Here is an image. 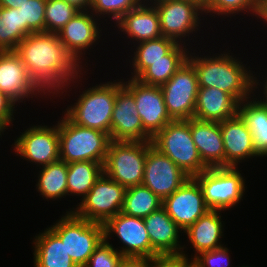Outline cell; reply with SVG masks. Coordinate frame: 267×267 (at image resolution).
Listing matches in <instances>:
<instances>
[{"mask_svg":"<svg viewBox=\"0 0 267 267\" xmlns=\"http://www.w3.org/2000/svg\"><path fill=\"white\" fill-rule=\"evenodd\" d=\"M15 52L29 75L50 97L59 96L62 100L73 88L83 90V75L89 70L86 71L67 51L57 33H31L22 39Z\"/></svg>","mask_w":267,"mask_h":267,"instance_id":"6da1fadb","label":"cell"},{"mask_svg":"<svg viewBox=\"0 0 267 267\" xmlns=\"http://www.w3.org/2000/svg\"><path fill=\"white\" fill-rule=\"evenodd\" d=\"M199 48L201 46L191 48L188 55V61L196 70L199 87L218 88L233 95L240 103L254 95L255 71L250 70L248 63H243L244 60L236 57L231 49L214 54V49L209 48L210 54L205 55Z\"/></svg>","mask_w":267,"mask_h":267,"instance_id":"7a4b0ae2","label":"cell"},{"mask_svg":"<svg viewBox=\"0 0 267 267\" xmlns=\"http://www.w3.org/2000/svg\"><path fill=\"white\" fill-rule=\"evenodd\" d=\"M93 86V87H92ZM81 92L76 102L67 105L64 113L73 123L93 128L110 136V127L116 93L123 86L122 79L92 84Z\"/></svg>","mask_w":267,"mask_h":267,"instance_id":"3957f363","label":"cell"},{"mask_svg":"<svg viewBox=\"0 0 267 267\" xmlns=\"http://www.w3.org/2000/svg\"><path fill=\"white\" fill-rule=\"evenodd\" d=\"M58 135L60 159L64 162L105 163L111 141L107 133L77 125L63 113L58 120Z\"/></svg>","mask_w":267,"mask_h":267,"instance_id":"277c9868","label":"cell"},{"mask_svg":"<svg viewBox=\"0 0 267 267\" xmlns=\"http://www.w3.org/2000/svg\"><path fill=\"white\" fill-rule=\"evenodd\" d=\"M152 3L159 15L163 37L173 39L189 48L194 45L191 40L197 43L196 38L199 35L196 34H198V31L199 34L203 31L201 30L202 23H207L203 8L197 2L192 0H155ZM205 19L206 21H204Z\"/></svg>","mask_w":267,"mask_h":267,"instance_id":"5b68a950","label":"cell"},{"mask_svg":"<svg viewBox=\"0 0 267 267\" xmlns=\"http://www.w3.org/2000/svg\"><path fill=\"white\" fill-rule=\"evenodd\" d=\"M152 145L169 157L188 176L208 169L194 144L188 120H173L151 140Z\"/></svg>","mask_w":267,"mask_h":267,"instance_id":"8992f818","label":"cell"},{"mask_svg":"<svg viewBox=\"0 0 267 267\" xmlns=\"http://www.w3.org/2000/svg\"><path fill=\"white\" fill-rule=\"evenodd\" d=\"M239 167L208 168L194 176L198 181L206 206L211 210L229 211L241 204L247 183ZM246 191V192H245Z\"/></svg>","mask_w":267,"mask_h":267,"instance_id":"52a82bcc","label":"cell"},{"mask_svg":"<svg viewBox=\"0 0 267 267\" xmlns=\"http://www.w3.org/2000/svg\"><path fill=\"white\" fill-rule=\"evenodd\" d=\"M49 228L65 244L67 254L83 267L95 248L104 240V226L77 217L73 212L62 214Z\"/></svg>","mask_w":267,"mask_h":267,"instance_id":"ba28073f","label":"cell"},{"mask_svg":"<svg viewBox=\"0 0 267 267\" xmlns=\"http://www.w3.org/2000/svg\"><path fill=\"white\" fill-rule=\"evenodd\" d=\"M151 141H110L104 173L126 189L143 183L147 150Z\"/></svg>","mask_w":267,"mask_h":267,"instance_id":"9c48e42d","label":"cell"},{"mask_svg":"<svg viewBox=\"0 0 267 267\" xmlns=\"http://www.w3.org/2000/svg\"><path fill=\"white\" fill-rule=\"evenodd\" d=\"M125 192L124 186L103 172L87 195L75 206L76 208L66 209V212H73L77 217L104 225L121 212Z\"/></svg>","mask_w":267,"mask_h":267,"instance_id":"30bf717a","label":"cell"},{"mask_svg":"<svg viewBox=\"0 0 267 267\" xmlns=\"http://www.w3.org/2000/svg\"><path fill=\"white\" fill-rule=\"evenodd\" d=\"M42 124L26 127L11 145L13 154L36 165L35 169L60 159L58 121L52 126Z\"/></svg>","mask_w":267,"mask_h":267,"instance_id":"8fae6325","label":"cell"},{"mask_svg":"<svg viewBox=\"0 0 267 267\" xmlns=\"http://www.w3.org/2000/svg\"><path fill=\"white\" fill-rule=\"evenodd\" d=\"M101 24L103 27H101ZM104 25H106V23L104 24L101 19L97 18L89 10L79 11L57 32L60 41L64 44L67 51L83 68L86 67V70H88L89 65L87 62H90L88 56H86L87 53L90 55L89 52H92L94 47L101 43L102 40L104 41L105 38L102 39L101 37L103 36V33L105 34L104 37H107V34L104 31L108 28H105L104 30L103 28L109 26ZM84 56H86L87 59Z\"/></svg>","mask_w":267,"mask_h":267,"instance_id":"7c38bea8","label":"cell"},{"mask_svg":"<svg viewBox=\"0 0 267 267\" xmlns=\"http://www.w3.org/2000/svg\"><path fill=\"white\" fill-rule=\"evenodd\" d=\"M160 88L167 112L173 120L194 117L199 86L196 70L188 60Z\"/></svg>","mask_w":267,"mask_h":267,"instance_id":"4fadbf2b","label":"cell"},{"mask_svg":"<svg viewBox=\"0 0 267 267\" xmlns=\"http://www.w3.org/2000/svg\"><path fill=\"white\" fill-rule=\"evenodd\" d=\"M0 91L19 106L20 103L26 106L27 99L33 100L34 96L52 99L29 75L15 51H0Z\"/></svg>","mask_w":267,"mask_h":267,"instance_id":"5bb4252c","label":"cell"},{"mask_svg":"<svg viewBox=\"0 0 267 267\" xmlns=\"http://www.w3.org/2000/svg\"><path fill=\"white\" fill-rule=\"evenodd\" d=\"M103 226L106 241L115 236L119 239L121 247L115 249L122 256L151 258V241L143 218L131 217L120 212Z\"/></svg>","mask_w":267,"mask_h":267,"instance_id":"9a60e30c","label":"cell"},{"mask_svg":"<svg viewBox=\"0 0 267 267\" xmlns=\"http://www.w3.org/2000/svg\"><path fill=\"white\" fill-rule=\"evenodd\" d=\"M133 94L143 129L153 138L173 119L167 112L160 86L146 85L134 78H122ZM128 80V81H127Z\"/></svg>","mask_w":267,"mask_h":267,"instance_id":"2e32d148","label":"cell"},{"mask_svg":"<svg viewBox=\"0 0 267 267\" xmlns=\"http://www.w3.org/2000/svg\"><path fill=\"white\" fill-rule=\"evenodd\" d=\"M188 176L169 157L153 145L147 150L143 185L149 188L162 201L180 188Z\"/></svg>","mask_w":267,"mask_h":267,"instance_id":"e0dca14e","label":"cell"},{"mask_svg":"<svg viewBox=\"0 0 267 267\" xmlns=\"http://www.w3.org/2000/svg\"><path fill=\"white\" fill-rule=\"evenodd\" d=\"M162 207L183 232L210 210L194 177L187 179L180 188L165 198Z\"/></svg>","mask_w":267,"mask_h":267,"instance_id":"ac0fdd59","label":"cell"},{"mask_svg":"<svg viewBox=\"0 0 267 267\" xmlns=\"http://www.w3.org/2000/svg\"><path fill=\"white\" fill-rule=\"evenodd\" d=\"M109 137L112 141L152 140V137L143 129L133 94L124 85L116 93Z\"/></svg>","mask_w":267,"mask_h":267,"instance_id":"d6986e66","label":"cell"},{"mask_svg":"<svg viewBox=\"0 0 267 267\" xmlns=\"http://www.w3.org/2000/svg\"><path fill=\"white\" fill-rule=\"evenodd\" d=\"M113 27L118 28L115 31H118L117 34L125 36L119 38L130 39L128 45L162 37L159 15L152 2L142 1L136 8L123 15Z\"/></svg>","mask_w":267,"mask_h":267,"instance_id":"ffe728a7","label":"cell"},{"mask_svg":"<svg viewBox=\"0 0 267 267\" xmlns=\"http://www.w3.org/2000/svg\"><path fill=\"white\" fill-rule=\"evenodd\" d=\"M146 230L151 241V257L157 255L186 254L188 250L180 236H183L181 228L169 217L166 210L161 207L143 218ZM181 234V235H180Z\"/></svg>","mask_w":267,"mask_h":267,"instance_id":"44dd1931","label":"cell"},{"mask_svg":"<svg viewBox=\"0 0 267 267\" xmlns=\"http://www.w3.org/2000/svg\"><path fill=\"white\" fill-rule=\"evenodd\" d=\"M219 123L224 142L225 167H239L240 163L254 157L256 160L258 156L254 153L252 134L241 116L238 114Z\"/></svg>","mask_w":267,"mask_h":267,"instance_id":"7402d4cb","label":"cell"},{"mask_svg":"<svg viewBox=\"0 0 267 267\" xmlns=\"http://www.w3.org/2000/svg\"><path fill=\"white\" fill-rule=\"evenodd\" d=\"M222 212L223 210L210 209L183 232V235H187V242L194 248V255L182 254L183 256L192 260L200 252L224 246L221 240L224 239L226 223L222 220Z\"/></svg>","mask_w":267,"mask_h":267,"instance_id":"603a6c76","label":"cell"},{"mask_svg":"<svg viewBox=\"0 0 267 267\" xmlns=\"http://www.w3.org/2000/svg\"><path fill=\"white\" fill-rule=\"evenodd\" d=\"M190 132L203 163L208 168L225 167L220 123L189 119Z\"/></svg>","mask_w":267,"mask_h":267,"instance_id":"cb8c5ba5","label":"cell"},{"mask_svg":"<svg viewBox=\"0 0 267 267\" xmlns=\"http://www.w3.org/2000/svg\"><path fill=\"white\" fill-rule=\"evenodd\" d=\"M240 102L214 87H199L194 117L200 121L222 122L239 114Z\"/></svg>","mask_w":267,"mask_h":267,"instance_id":"d4e9b609","label":"cell"},{"mask_svg":"<svg viewBox=\"0 0 267 267\" xmlns=\"http://www.w3.org/2000/svg\"><path fill=\"white\" fill-rule=\"evenodd\" d=\"M32 239L34 267H78L67 254L65 244L49 227Z\"/></svg>","mask_w":267,"mask_h":267,"instance_id":"484cf974","label":"cell"},{"mask_svg":"<svg viewBox=\"0 0 267 267\" xmlns=\"http://www.w3.org/2000/svg\"><path fill=\"white\" fill-rule=\"evenodd\" d=\"M239 115L252 134L254 153L267 157V106L253 95L239 104Z\"/></svg>","mask_w":267,"mask_h":267,"instance_id":"4316f807","label":"cell"},{"mask_svg":"<svg viewBox=\"0 0 267 267\" xmlns=\"http://www.w3.org/2000/svg\"><path fill=\"white\" fill-rule=\"evenodd\" d=\"M177 44L178 43L173 39L162 36L156 39L134 44L133 46L129 47V49L131 48L130 51L133 52L127 55L128 58L131 59H128V61L126 59L125 68L127 66H129V68L131 67L130 74L132 76L129 74L127 76L136 79L148 66L151 65V62L167 60V54ZM128 62L131 66L128 65Z\"/></svg>","mask_w":267,"mask_h":267,"instance_id":"83f0119b","label":"cell"},{"mask_svg":"<svg viewBox=\"0 0 267 267\" xmlns=\"http://www.w3.org/2000/svg\"><path fill=\"white\" fill-rule=\"evenodd\" d=\"M190 50L186 45L178 43L167 54V60L151 62L136 79L146 85H163L188 60Z\"/></svg>","mask_w":267,"mask_h":267,"instance_id":"f1b7e54d","label":"cell"},{"mask_svg":"<svg viewBox=\"0 0 267 267\" xmlns=\"http://www.w3.org/2000/svg\"><path fill=\"white\" fill-rule=\"evenodd\" d=\"M36 191L47 201L65 199L67 196V163L59 159L37 168Z\"/></svg>","mask_w":267,"mask_h":267,"instance_id":"f546056e","label":"cell"},{"mask_svg":"<svg viewBox=\"0 0 267 267\" xmlns=\"http://www.w3.org/2000/svg\"><path fill=\"white\" fill-rule=\"evenodd\" d=\"M103 165L94 161L67 163V196L80 197L81 201L103 174Z\"/></svg>","mask_w":267,"mask_h":267,"instance_id":"4dcf8cb0","label":"cell"},{"mask_svg":"<svg viewBox=\"0 0 267 267\" xmlns=\"http://www.w3.org/2000/svg\"><path fill=\"white\" fill-rule=\"evenodd\" d=\"M163 201L143 184L126 189L121 212L131 217L145 218L162 207Z\"/></svg>","mask_w":267,"mask_h":267,"instance_id":"1f68e13d","label":"cell"},{"mask_svg":"<svg viewBox=\"0 0 267 267\" xmlns=\"http://www.w3.org/2000/svg\"><path fill=\"white\" fill-rule=\"evenodd\" d=\"M25 37L20 10L0 7V51H15Z\"/></svg>","mask_w":267,"mask_h":267,"instance_id":"d6a6232c","label":"cell"},{"mask_svg":"<svg viewBox=\"0 0 267 267\" xmlns=\"http://www.w3.org/2000/svg\"><path fill=\"white\" fill-rule=\"evenodd\" d=\"M202 8L205 18L208 15L211 19L220 17L223 20L230 17L228 19L230 21L232 17L234 18L238 14L240 16L242 13L245 18V14L248 13L247 16H255L258 21L260 15L256 0H208Z\"/></svg>","mask_w":267,"mask_h":267,"instance_id":"836d02e7","label":"cell"},{"mask_svg":"<svg viewBox=\"0 0 267 267\" xmlns=\"http://www.w3.org/2000/svg\"><path fill=\"white\" fill-rule=\"evenodd\" d=\"M141 2L142 0H91L89 11L97 18H101L102 22L106 21L107 25L113 26L112 23L115 24L123 15L136 8Z\"/></svg>","mask_w":267,"mask_h":267,"instance_id":"e575fe53","label":"cell"},{"mask_svg":"<svg viewBox=\"0 0 267 267\" xmlns=\"http://www.w3.org/2000/svg\"><path fill=\"white\" fill-rule=\"evenodd\" d=\"M80 10L64 0H46L45 32L57 33Z\"/></svg>","mask_w":267,"mask_h":267,"instance_id":"d590c367","label":"cell"},{"mask_svg":"<svg viewBox=\"0 0 267 267\" xmlns=\"http://www.w3.org/2000/svg\"><path fill=\"white\" fill-rule=\"evenodd\" d=\"M46 0H29L18 9L21 12L23 34L45 32Z\"/></svg>","mask_w":267,"mask_h":267,"instance_id":"8d00e7d4","label":"cell"},{"mask_svg":"<svg viewBox=\"0 0 267 267\" xmlns=\"http://www.w3.org/2000/svg\"><path fill=\"white\" fill-rule=\"evenodd\" d=\"M110 242L105 239L100 242L83 267H118L123 256Z\"/></svg>","mask_w":267,"mask_h":267,"instance_id":"74e56055","label":"cell"},{"mask_svg":"<svg viewBox=\"0 0 267 267\" xmlns=\"http://www.w3.org/2000/svg\"><path fill=\"white\" fill-rule=\"evenodd\" d=\"M230 250L225 245L208 251L200 252L192 259L193 267H233Z\"/></svg>","mask_w":267,"mask_h":267,"instance_id":"f35d334b","label":"cell"},{"mask_svg":"<svg viewBox=\"0 0 267 267\" xmlns=\"http://www.w3.org/2000/svg\"><path fill=\"white\" fill-rule=\"evenodd\" d=\"M192 260L179 255H157L149 258L148 267H191Z\"/></svg>","mask_w":267,"mask_h":267,"instance_id":"ab89813d","label":"cell"},{"mask_svg":"<svg viewBox=\"0 0 267 267\" xmlns=\"http://www.w3.org/2000/svg\"><path fill=\"white\" fill-rule=\"evenodd\" d=\"M17 105L12 99L0 91V122L8 129L14 123L15 115L18 114ZM17 111V113L15 112Z\"/></svg>","mask_w":267,"mask_h":267,"instance_id":"60d3db41","label":"cell"},{"mask_svg":"<svg viewBox=\"0 0 267 267\" xmlns=\"http://www.w3.org/2000/svg\"><path fill=\"white\" fill-rule=\"evenodd\" d=\"M256 74H259V75H256ZM260 74H262V72L260 73V71H259V73L258 72L255 73V88H254L255 93H254V95H256V97L267 106V77H266L267 74L261 75L262 77H260ZM259 77L262 78L263 81H261V79Z\"/></svg>","mask_w":267,"mask_h":267,"instance_id":"b9f144b4","label":"cell"},{"mask_svg":"<svg viewBox=\"0 0 267 267\" xmlns=\"http://www.w3.org/2000/svg\"><path fill=\"white\" fill-rule=\"evenodd\" d=\"M148 257L123 256L118 267H148Z\"/></svg>","mask_w":267,"mask_h":267,"instance_id":"7bdbcfd3","label":"cell"},{"mask_svg":"<svg viewBox=\"0 0 267 267\" xmlns=\"http://www.w3.org/2000/svg\"><path fill=\"white\" fill-rule=\"evenodd\" d=\"M74 5L80 11H88L91 6V0H64Z\"/></svg>","mask_w":267,"mask_h":267,"instance_id":"ee69618b","label":"cell"},{"mask_svg":"<svg viewBox=\"0 0 267 267\" xmlns=\"http://www.w3.org/2000/svg\"><path fill=\"white\" fill-rule=\"evenodd\" d=\"M29 0H0V7L19 8Z\"/></svg>","mask_w":267,"mask_h":267,"instance_id":"f6af8a7d","label":"cell"},{"mask_svg":"<svg viewBox=\"0 0 267 267\" xmlns=\"http://www.w3.org/2000/svg\"><path fill=\"white\" fill-rule=\"evenodd\" d=\"M259 19H260L259 22L263 21V23H265V26L267 25V5L260 11L258 20Z\"/></svg>","mask_w":267,"mask_h":267,"instance_id":"bcb514c9","label":"cell"},{"mask_svg":"<svg viewBox=\"0 0 267 267\" xmlns=\"http://www.w3.org/2000/svg\"><path fill=\"white\" fill-rule=\"evenodd\" d=\"M256 3L258 10L261 11L267 5V0H256Z\"/></svg>","mask_w":267,"mask_h":267,"instance_id":"7dc6e473","label":"cell"},{"mask_svg":"<svg viewBox=\"0 0 267 267\" xmlns=\"http://www.w3.org/2000/svg\"><path fill=\"white\" fill-rule=\"evenodd\" d=\"M8 130L1 122H0V138L5 135L4 132Z\"/></svg>","mask_w":267,"mask_h":267,"instance_id":"c3c4849f","label":"cell"},{"mask_svg":"<svg viewBox=\"0 0 267 267\" xmlns=\"http://www.w3.org/2000/svg\"><path fill=\"white\" fill-rule=\"evenodd\" d=\"M192 1L197 2L201 7H203L208 2V0H192Z\"/></svg>","mask_w":267,"mask_h":267,"instance_id":"681fc988","label":"cell"},{"mask_svg":"<svg viewBox=\"0 0 267 267\" xmlns=\"http://www.w3.org/2000/svg\"><path fill=\"white\" fill-rule=\"evenodd\" d=\"M143 2H153L155 0H142Z\"/></svg>","mask_w":267,"mask_h":267,"instance_id":"f907efd6","label":"cell"},{"mask_svg":"<svg viewBox=\"0 0 267 267\" xmlns=\"http://www.w3.org/2000/svg\"><path fill=\"white\" fill-rule=\"evenodd\" d=\"M235 267H236V266H235ZM238 267H240V266H238ZM241 267H249V266H247V265H246V266H244V265H243V266H241ZM250 267H253V266H250Z\"/></svg>","mask_w":267,"mask_h":267,"instance_id":"816d5d0a","label":"cell"}]
</instances>
